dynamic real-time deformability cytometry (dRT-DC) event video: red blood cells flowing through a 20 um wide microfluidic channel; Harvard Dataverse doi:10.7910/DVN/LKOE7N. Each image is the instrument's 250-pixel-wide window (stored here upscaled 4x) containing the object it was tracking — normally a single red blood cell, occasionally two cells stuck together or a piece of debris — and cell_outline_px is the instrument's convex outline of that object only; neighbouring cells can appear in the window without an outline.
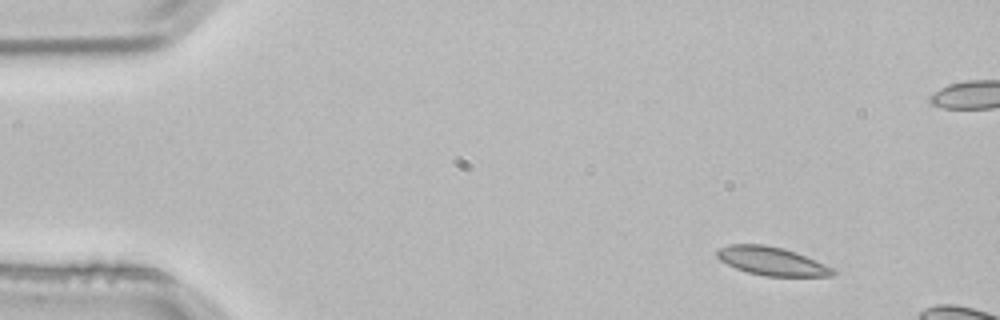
{"species": "common noctule bat (a hibernating species)", "species_latin": "Nyctalus noctula", "temperature_condition": "room temperature", "stored_images_in_passage": 3, "camera_frame_rate_fps": 3000, "um_per_image_px": 0.085, "animal": {"sex": "male", "body_mass_g": 21.5, "forearm_length_mm": 52.0}, "frame": {"image": 1, "passage_image": 1, "time_ms": 0.0, "image_size_px": [1000, 320], "cell_outline_px": [[836, 272], [832, 276], [764, 276], [748, 272], [736, 268], [720, 260], [716, 256], [716, 252], [720, 248], [728, 244], [764, 244], [784, 248], [796, 252], [836, 268]], "centroid_in_image_um": [65.63, 22.19], "position_along_channel_um": 19.4, "area_um2": 19.31}}